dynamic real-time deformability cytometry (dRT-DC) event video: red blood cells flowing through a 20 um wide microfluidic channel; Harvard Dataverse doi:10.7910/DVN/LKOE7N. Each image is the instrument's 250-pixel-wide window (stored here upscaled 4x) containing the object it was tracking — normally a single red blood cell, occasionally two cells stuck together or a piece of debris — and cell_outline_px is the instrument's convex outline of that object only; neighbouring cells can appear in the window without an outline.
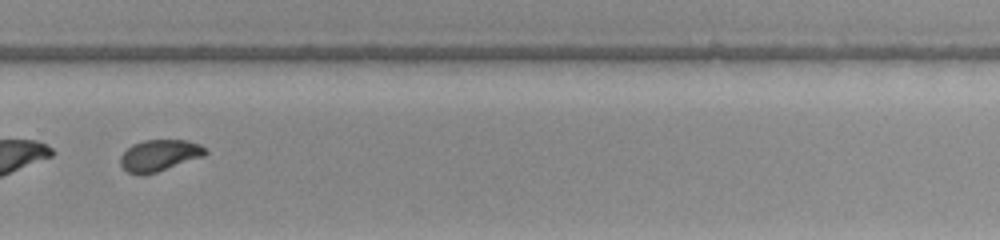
{"species": "common noctule bat (a hibernating species)", "species_latin": "Nyctalus noctula", "temperature_condition": "warm", "stored_images_in_passage": 37, "camera_frame_rate_fps": 3000, "um_per_image_px": 0.085, "animal": {"sex": "female", "body_mass_g": 22.0, "forearm_length_mm": 56.7}, "frame": {"image": 1, "passage_image": 22, "time_ms": 7.0, "image_size_px": [1000, 240], "cell_outline_px": [[208, 152], [204, 156], [144, 176], [136, 176], [128, 172], [120, 164], [120, 156], [132, 144], [144, 140], [188, 140], [200, 144]], "centroid_in_image_um": [13.53, 13.22], "position_along_channel_um": 316.3, "area_um2": 15.66}, "authors_computed_cell_mechanics": {"area_um2": 15.895, "velocity_mm_per_s": 3.9293, "shape_relaxation_time_tau1_ms": 8.6798, "shape_relaxation_time_tau2_ms": 1.163, "deformation_change_tau1": 0.2037, "deformation_change_tau2": 0.0554}}